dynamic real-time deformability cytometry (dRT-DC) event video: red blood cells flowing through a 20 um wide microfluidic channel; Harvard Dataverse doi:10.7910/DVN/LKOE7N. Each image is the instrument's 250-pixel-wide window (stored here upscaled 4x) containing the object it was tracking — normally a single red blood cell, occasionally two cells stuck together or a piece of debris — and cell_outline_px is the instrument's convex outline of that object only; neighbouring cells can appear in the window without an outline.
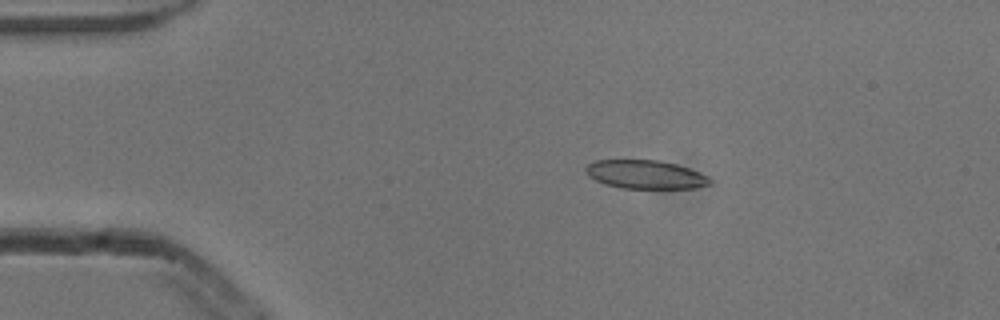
{"species": "common noctule bat (a hibernating species)", "species_latin": "Nyctalus noctula", "temperature_condition": "cold", "stored_images_in_passage": 6, "camera_frame_rate_fps": 3000, "um_per_image_px": 0.085, "animal": {"sex": "male", "body_mass_g": 13.3}, "frame": {"image": 1, "passage_image": 3, "time_ms": 0.667, "image_size_px": [1000, 320], "cell_outline_px": [[712, 184], [696, 188], [620, 188], [604, 184], [588, 176], [584, 172], [584, 168], [588, 164], [596, 160], [660, 160], [676, 164], [688, 168], [708, 176], [712, 180]], "centroid_in_image_um": [54.85, 14.83], "position_along_channel_um": 30.2, "area_um2": 20.81}}
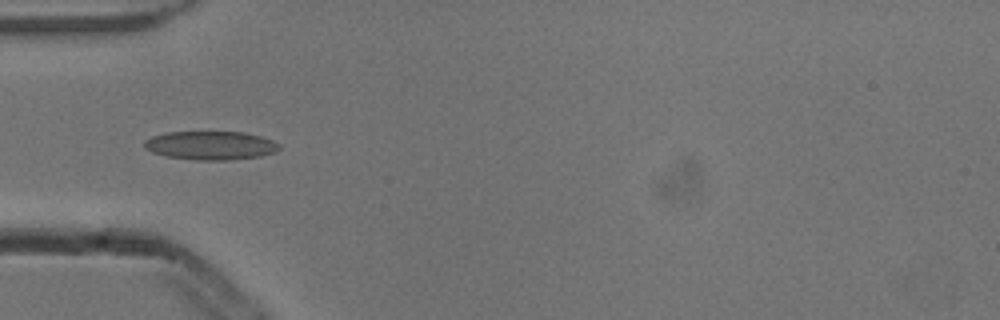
{"frame": {"image": 2, "passage_image": 5, "time_ms": 1.333, "image_size_px": [1000, 320], "cell_outline_px": [[280, 148], [276, 152], [260, 156], [228, 160], [196, 160], [164, 156], [152, 152], [144, 148], [144, 140], [152, 136], [168, 132], [244, 132], [260, 136], [272, 140], [280, 144]], "centroid_in_image_um": [17.89, 12.36], "position_along_channel_um": 67.1, "area_um2": 22.6}}
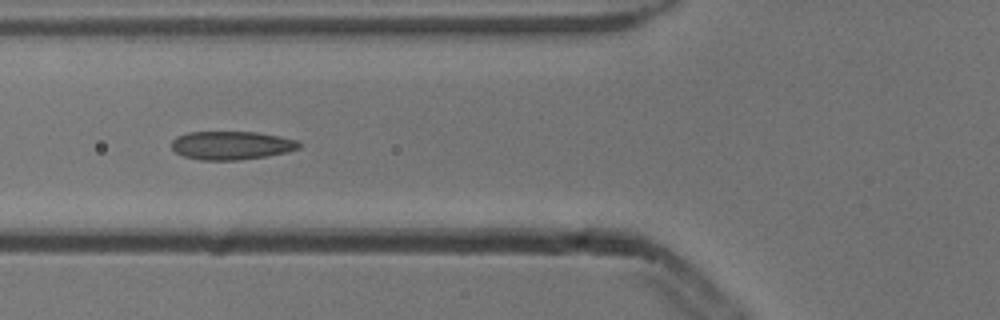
{"frame": {"image": 3, "passage_image": 6, "time_ms": 1.667, "image_size_px": [1000, 320], "cell_outline_px": [[300, 148], [288, 152], [268, 156], [236, 160], [200, 160], [184, 156], [176, 152], [172, 148], [172, 140], [176, 136], [188, 132], [256, 132], [280, 136], [300, 140]], "centroid_in_image_um": [19.7, 12.35], "position_along_channel_um": 106.1, "area_um2": 21.27}}